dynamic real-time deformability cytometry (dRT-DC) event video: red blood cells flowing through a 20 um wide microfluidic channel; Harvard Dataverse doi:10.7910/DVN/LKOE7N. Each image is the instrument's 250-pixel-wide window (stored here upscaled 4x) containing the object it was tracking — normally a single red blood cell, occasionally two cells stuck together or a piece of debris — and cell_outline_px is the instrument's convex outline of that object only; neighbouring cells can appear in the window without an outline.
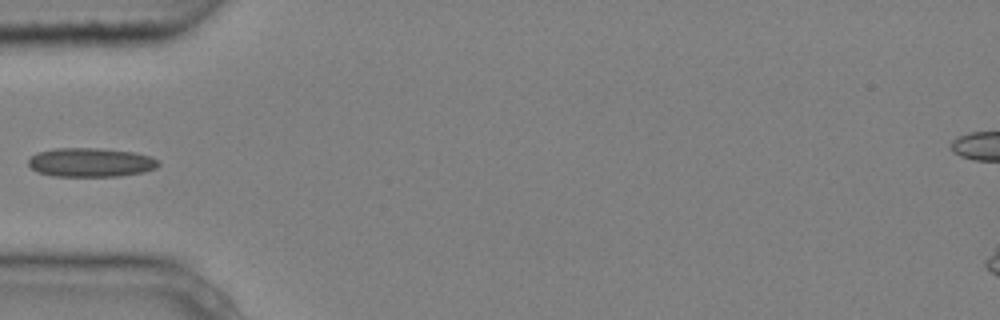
{"species": "common noctule bat (a hibernating species)", "species_latin": "Nyctalus noctula", "temperature_condition": "cold", "stored_images_in_passage": 4, "camera_frame_rate_fps": 3000, "um_per_image_px": 0.085, "animal": {"sex": "male", "body_mass_g": 20.4}, "frame": {"image": 1, "passage_image": 3, "time_ms": 0.667, "image_size_px": [1000, 320], "cell_outline_px": [[160, 164], [156, 168], [144, 172], [120, 176], [52, 176], [36, 172], [28, 164], [28, 160], [36, 152], [56, 148], [100, 148], [132, 152], [152, 156], [160, 160]], "centroid_in_image_um": [7.73, 13.8], "position_along_channel_um": 77.3, "area_um2": 22.2}}
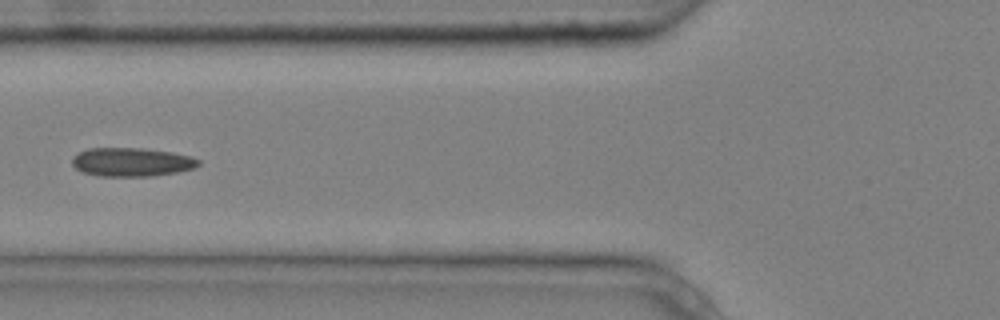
{"frame": {"image": 2, "passage_image": 4, "time_ms": 1.0, "image_size_px": [1000, 320], "cell_outline_px": [[200, 164], [192, 168], [176, 172], [152, 176], [100, 176], [80, 172], [72, 164], [72, 156], [88, 148], [140, 148], [172, 152], [192, 156], [200, 160]], "centroid_in_image_um": [11.17, 13.77], "position_along_channel_um": 114.6, "area_um2": 21.15}}